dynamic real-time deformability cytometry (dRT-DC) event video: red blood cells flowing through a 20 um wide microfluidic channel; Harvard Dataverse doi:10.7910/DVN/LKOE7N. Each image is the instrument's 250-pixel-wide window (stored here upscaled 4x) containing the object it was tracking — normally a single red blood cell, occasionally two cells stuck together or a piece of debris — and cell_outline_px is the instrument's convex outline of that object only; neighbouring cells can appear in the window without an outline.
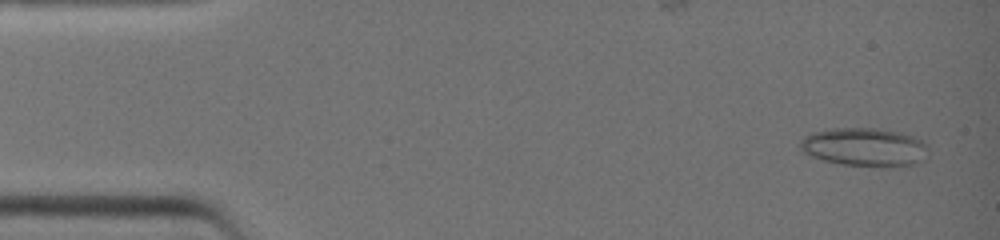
{"species": "common noctule bat (a hibernating species)", "species_latin": "Nyctalus noctula", "temperature_condition": "warm", "stored_images_in_passage": 22, "camera_frame_rate_fps": 3000, "um_per_image_px": 0.085, "animal": {"sex": "female", "body_mass_g": 19.0, "forearm_length_mm": 51.5}, "frame": {"image": 1, "passage_image": 2, "time_ms": 0.333, "image_size_px": [1000, 240], "cell_outline_px": [[924, 160], [912, 164], [892, 168], [884, 168], [840, 164], [824, 160], [800, 152], [800, 140], [804, 136], [812, 132], [828, 128], [876, 128], [896, 132], [912, 136], [920, 140], [924, 144]], "centroid_in_image_um": [73.4, 12.52], "position_along_channel_um": 11.6, "area_um2": 28.78}}
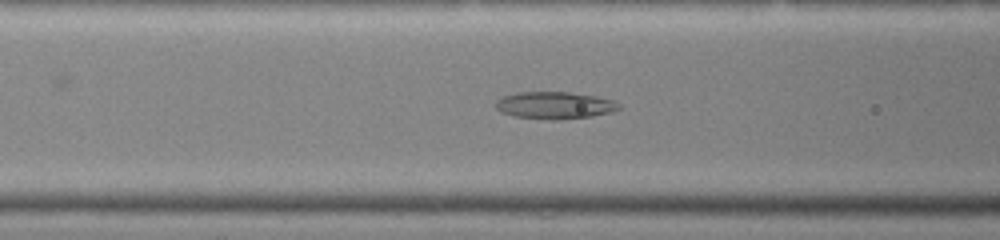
{"frame": {"image": 2, "passage_image": 16, "time_ms": 5.0, "image_size_px": [1000, 240], "cell_outline_px": [[620, 108], [612, 112], [592, 116], [556, 120], [552, 120], [516, 116], [500, 112], [496, 108], [496, 100], [504, 96], [516, 92], [568, 92], [596, 96], [612, 100], [620, 104]], "centroid_in_image_um": [47.15, 8.95], "position_along_channel_um": 119.5, "area_um2": 19.42}}
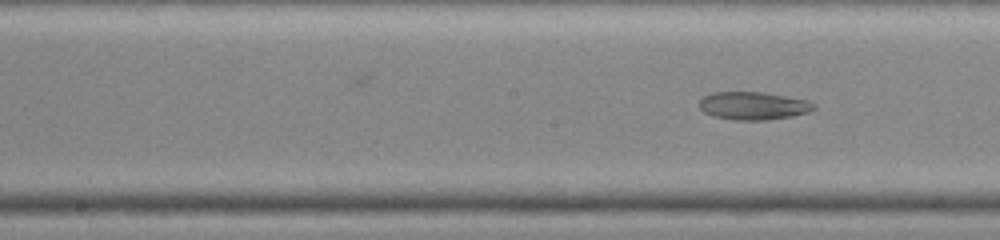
{"frame": {"image": 3, "passage_image": 20, "time_ms": 6.333, "image_size_px": [1000, 240], "cell_outline_px": [[816, 108], [808, 112], [792, 116], [768, 120], [736, 120], [716, 116], [704, 112], [700, 108], [700, 100], [704, 96], [712, 92], [764, 92], [808, 100], [816, 104]], "centroid_in_image_um": [64.07, 8.98], "position_along_channel_um": 184.1, "area_um2": 18.61}}